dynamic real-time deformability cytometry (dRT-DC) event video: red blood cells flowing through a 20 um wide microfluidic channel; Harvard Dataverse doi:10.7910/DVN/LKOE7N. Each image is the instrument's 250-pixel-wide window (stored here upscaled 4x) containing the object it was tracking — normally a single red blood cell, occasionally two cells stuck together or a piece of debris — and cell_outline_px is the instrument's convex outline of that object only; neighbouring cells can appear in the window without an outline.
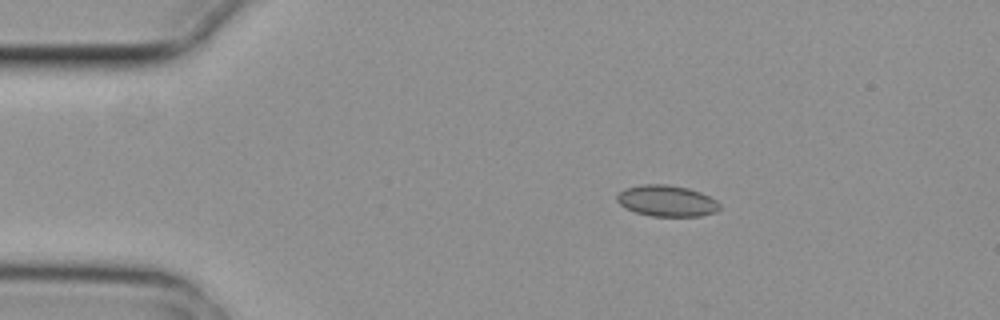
{"species": "common noctule bat (a hibernating species)", "species_latin": "Nyctalus noctula", "temperature_condition": "cold", "stored_images_in_passage": 6, "camera_frame_rate_fps": 3000, "um_per_image_px": 0.085, "animal": {"sex": "female", "body_mass_g": 29.2, "forearm_length_mm": 56.3}, "frame": {"image": 1, "passage_image": 1, "time_ms": 0.0, "image_size_px": [1000, 320], "cell_outline_px": [[720, 208], [716, 212], [700, 216], [652, 216], [636, 212], [624, 208], [616, 200], [616, 196], [624, 188], [640, 184], [668, 184], [688, 188], [700, 192], [716, 200], [720, 204]], "centroid_in_image_um": [56.65, 17.07], "position_along_channel_um": 28.3, "area_um2": 18.79}}
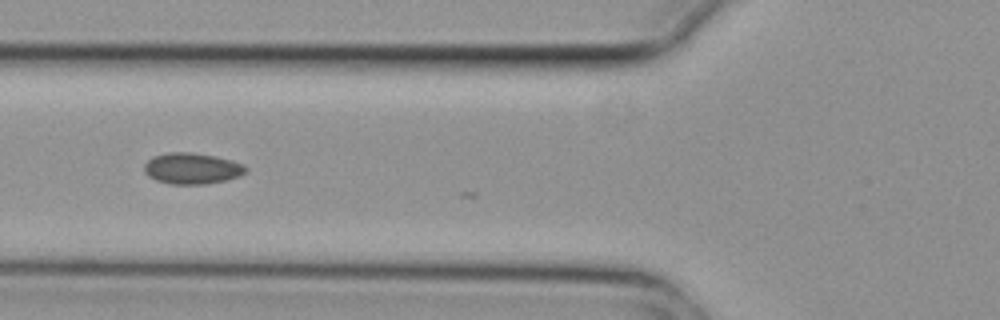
{"frame": {"image": 2, "passage_image": 4, "time_ms": 1.0, "image_size_px": [1000, 320], "cell_outline_px": [[248, 172], [240, 176], [224, 180], [204, 184], [172, 184], [156, 180], [148, 176], [144, 172], [144, 164], [152, 156], [168, 152], [192, 152], [216, 156], [232, 160], [244, 164], [248, 168]], "centroid_in_image_um": [16.33, 14.3], "position_along_channel_um": 109.5, "area_um2": 18.61}}
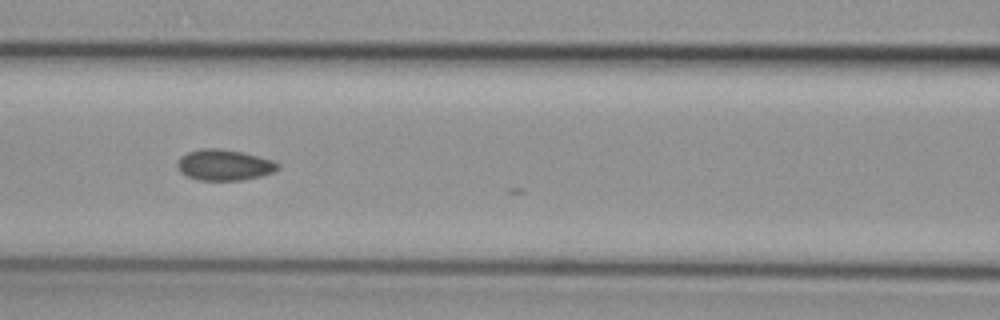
{"frame": {"image": 3, "passage_image": 5, "time_ms": 1.333, "image_size_px": [1000, 320], "cell_outline_px": [[280, 168], [272, 172], [260, 176], [240, 180], [200, 180], [188, 176], [180, 172], [176, 164], [180, 156], [188, 152], [200, 148], [216, 148], [240, 152], [272, 160], [280, 164]], "centroid_in_image_um": [19.03, 14.02], "position_along_channel_um": 147.6, "area_um2": 17.92}}